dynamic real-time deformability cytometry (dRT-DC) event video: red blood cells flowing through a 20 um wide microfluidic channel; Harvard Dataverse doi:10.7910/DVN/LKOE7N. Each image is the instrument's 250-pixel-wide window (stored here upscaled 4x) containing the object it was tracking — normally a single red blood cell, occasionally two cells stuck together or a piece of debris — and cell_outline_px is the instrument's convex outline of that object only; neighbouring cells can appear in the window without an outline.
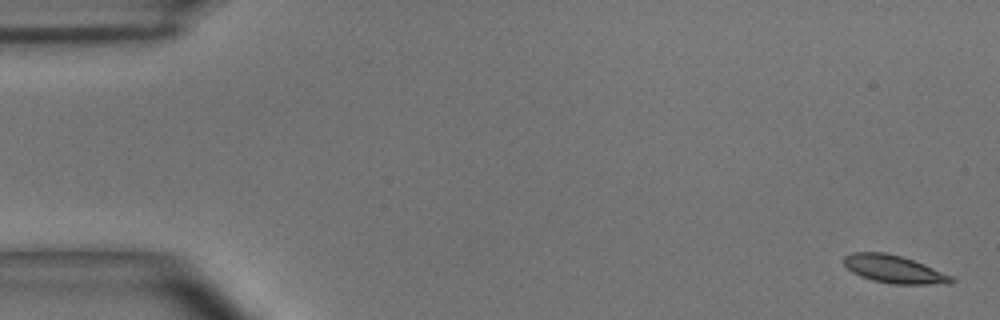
{"species": "common noctule bat (a hibernating species)", "species_latin": "Nyctalus noctula", "temperature_condition": "room temperature", "stored_images_in_passage": 4, "camera_frame_rate_fps": 3000, "um_per_image_px": 0.085, "animal": {"sex": "male", "body_mass_g": 15.6}, "frame": {"image": 1, "passage_image": 1, "time_ms": 0.0, "image_size_px": [1000, 320], "cell_outline_px": [[956, 280], [952, 284], [892, 284], [872, 280], [860, 276], [852, 272], [844, 264], [844, 256], [852, 252], [884, 252], [900, 256], [924, 264], [952, 276]], "centroid_in_image_um": [76.0, 22.89], "position_along_channel_um": 9.0, "area_um2": 17.4}}
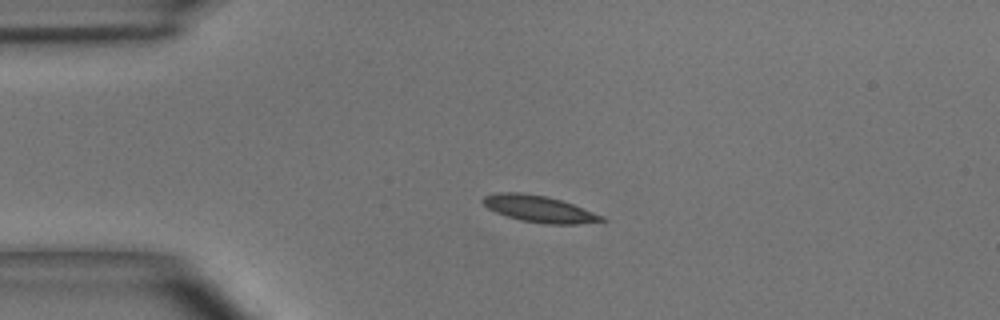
{"frame": {"image": 2, "passage_image": 3, "time_ms": 0.667, "image_size_px": [1000, 320], "cell_outline_px": [[608, 220], [576, 224], [544, 224], [520, 220], [496, 212], [488, 208], [480, 200], [484, 196], [496, 192], [520, 192], [544, 196], [560, 200], [572, 204], [604, 216]], "centroid_in_image_um": [45.8, 17.76], "position_along_channel_um": 39.2, "area_um2": 18.26}}